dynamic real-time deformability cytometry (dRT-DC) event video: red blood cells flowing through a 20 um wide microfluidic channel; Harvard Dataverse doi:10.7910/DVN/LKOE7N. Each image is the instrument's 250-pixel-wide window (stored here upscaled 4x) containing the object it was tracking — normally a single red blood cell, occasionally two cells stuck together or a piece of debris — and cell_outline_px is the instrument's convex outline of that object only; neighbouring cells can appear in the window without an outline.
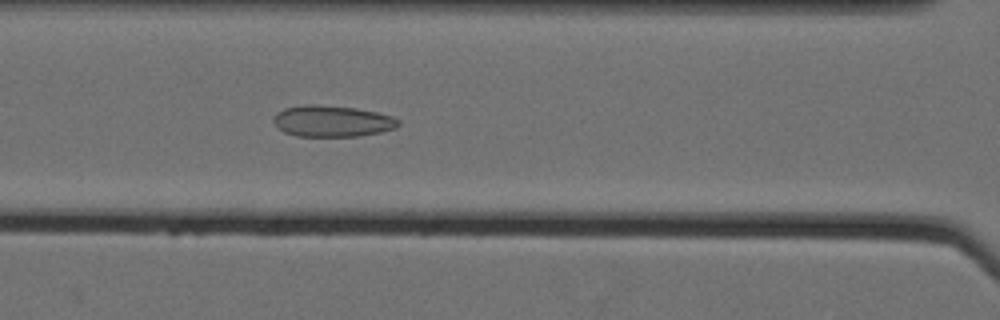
{"species": "Egyptian fruit bat (a non-hibernating species)", "species_latin": "Rousettus aegyptiacus", "temperature_condition": "cold", "stored_images_in_passage": 39, "camera_frame_rate_fps": 3000, "um_per_image_px": 0.085, "animal": {"sex": "female"}, "frame": {"image": 1, "passage_image": 9, "time_ms": 2.667, "image_size_px": [1000, 320], "cell_outline_px": [[400, 124], [396, 128], [380, 132], [360, 136], [296, 136], [284, 132], [272, 120], [276, 112], [284, 108], [304, 104], [316, 104], [356, 108], [376, 112], [392, 116], [400, 120]], "centroid_in_image_um": [28.24, 10.29], "position_along_channel_um": 138.4, "area_um2": 22.89}}
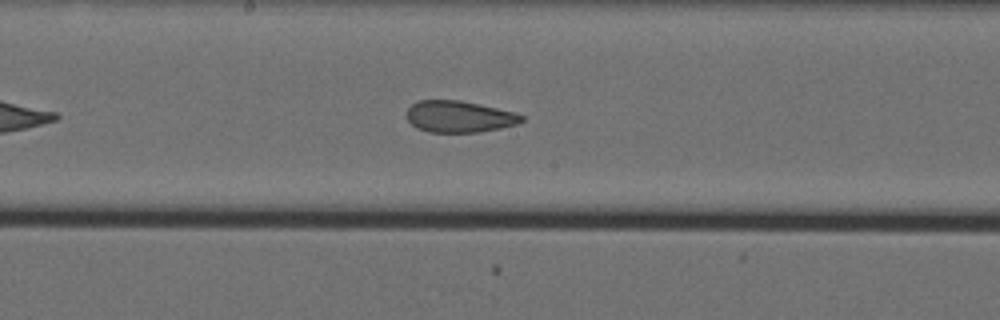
{"frame": {"image": 2, "passage_image": 15, "time_ms": 4.667, "image_size_px": [1000, 320], "cell_outline_px": [[524, 120], [516, 124], [500, 128], [480, 132], [428, 132], [416, 128], [408, 120], [408, 108], [412, 104], [420, 100], [460, 100], [480, 104], [516, 112], [524, 116]], "centroid_in_image_um": [39.05, 9.91], "position_along_channel_um": 209.1, "area_um2": 21.15}}
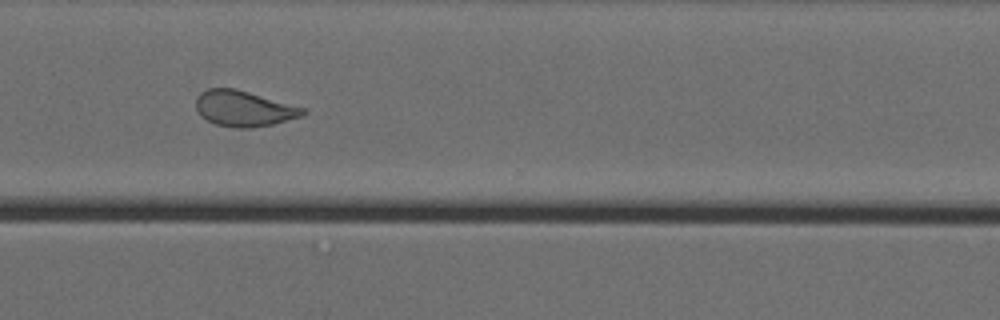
{"frame": {"image": 3, "passage_image": 27, "time_ms": 8.667, "image_size_px": [1000, 320], "cell_outline_px": [[308, 112], [304, 116], [272, 124], [248, 128], [236, 128], [216, 124], [200, 116], [196, 108], [196, 96], [200, 92], [208, 88], [236, 88], [308, 108]], "centroid_in_image_um": [20.77, 9.21], "position_along_channel_um": 349.8, "area_um2": 22.6}, "authors_computed_cell_mechanics": {"area_um2": 22.5998, "velocity_mm_per_s": 3.5486, "shape_relaxation_time_tau1_ms": null, "shape_relaxation_time_tau2_ms": 1.9071, "deformation_change_tau1": null, "deformation_change_tau2": 0.0893}}